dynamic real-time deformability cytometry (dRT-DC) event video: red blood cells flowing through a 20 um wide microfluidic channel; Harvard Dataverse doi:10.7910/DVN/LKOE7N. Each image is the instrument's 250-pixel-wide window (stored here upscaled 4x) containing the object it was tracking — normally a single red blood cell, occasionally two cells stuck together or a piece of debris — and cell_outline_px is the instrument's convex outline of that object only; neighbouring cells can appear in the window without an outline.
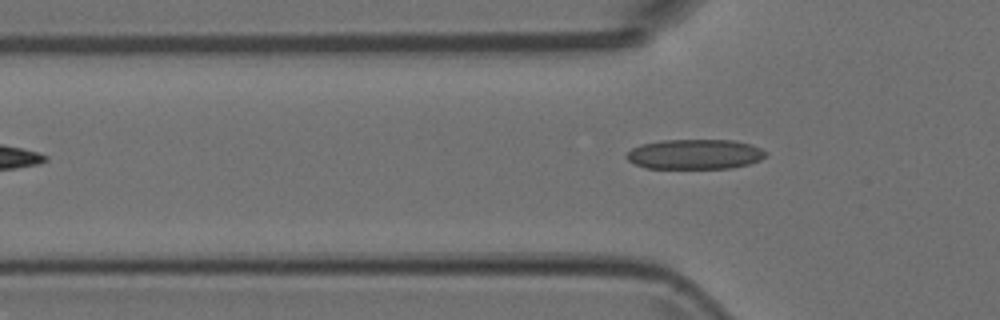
{"species": "Egyptian fruit bat (a non-hibernating species)", "species_latin": "Rousettus aegyptiacus", "temperature_condition": "room temperature", "stored_images_in_passage": 7, "camera_frame_rate_fps": 3000, "um_per_image_px": 0.085, "animal": {"sex": "female"}, "frame": {"image": 1, "passage_image": 4, "time_ms": 1.0, "image_size_px": [1000, 320], "cell_outline_px": [[768, 152], [760, 160], [748, 164], [732, 168], [648, 168], [636, 164], [628, 160], [624, 156], [632, 148], [640, 144], [660, 140], [732, 140], [752, 144]], "centroid_in_image_um": [59.06, 13.1], "position_along_channel_um": 66.7, "area_um2": 24.33}}
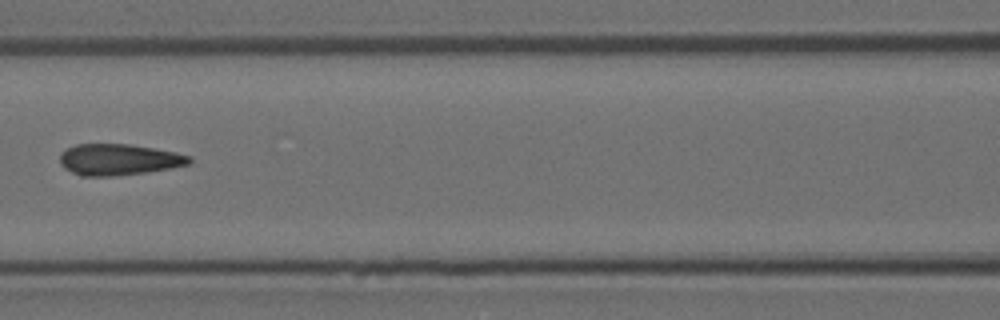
{"frame": {"image": 2, "passage_image": 6, "time_ms": 1.667, "image_size_px": [1000, 320], "cell_outline_px": [[192, 160], [188, 164], [168, 168], [144, 172], [112, 176], [80, 176], [64, 168], [60, 164], [60, 152], [76, 144], [128, 144], [176, 152], [192, 156]], "centroid_in_image_um": [10.06, 13.56], "position_along_channel_um": 156.5, "area_um2": 23.41}}
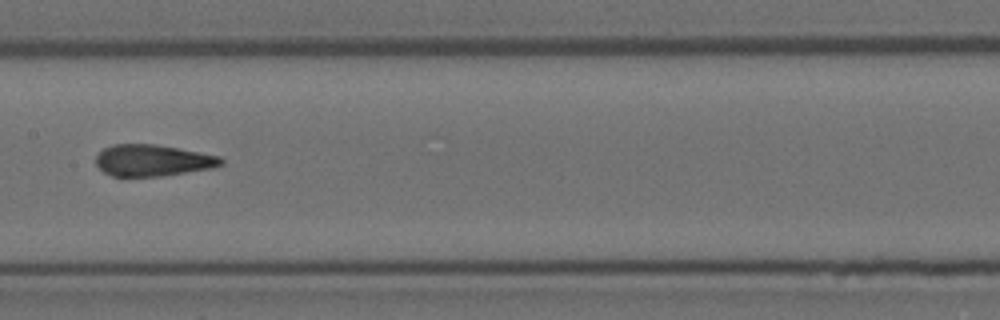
{"frame": {"image": 3, "passage_image": 7, "time_ms": 2.0, "image_size_px": [1000, 320], "cell_outline_px": [[224, 164], [212, 168], [160, 176], [112, 176], [104, 172], [96, 164], [96, 156], [104, 148], [112, 144], [156, 144], [220, 156], [224, 160]], "centroid_in_image_um": [12.98, 13.63], "position_along_channel_um": 194.4, "area_um2": 22.89}}